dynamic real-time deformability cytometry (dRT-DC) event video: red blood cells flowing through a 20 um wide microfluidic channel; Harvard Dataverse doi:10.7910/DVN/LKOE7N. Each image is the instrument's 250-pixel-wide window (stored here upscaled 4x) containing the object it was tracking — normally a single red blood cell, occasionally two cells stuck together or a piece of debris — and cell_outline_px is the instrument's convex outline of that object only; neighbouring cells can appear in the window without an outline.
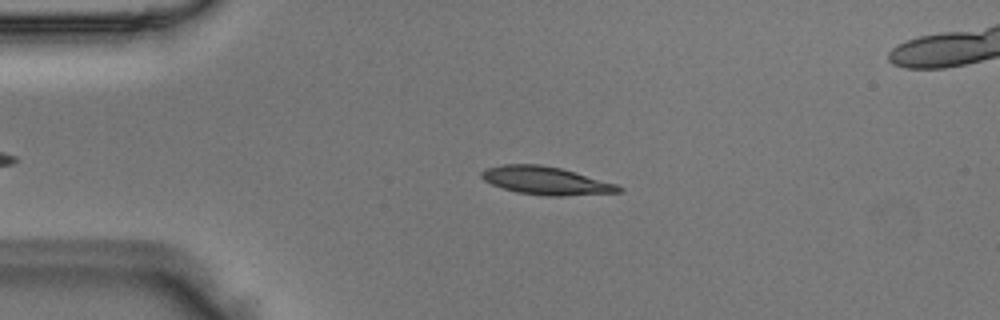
{"species": "Egyptian fruit bat (a non-hibernating species)", "species_latin": "Rousettus aegyptiacus", "temperature_condition": "room temperature", "stored_images_in_passage": 42, "camera_frame_rate_fps": 3000, "um_per_image_px": 0.085, "animal": {"sex": "male"}, "frame": {"image": 1, "passage_image": 8, "time_ms": 2.333, "image_size_px": [1000, 320], "cell_outline_px": [[624, 188], [620, 192], [564, 196], [548, 196], [516, 192], [492, 184], [484, 180], [480, 176], [480, 172], [484, 168], [504, 164], [540, 164], [560, 168], [616, 184]], "centroid_in_image_um": [46.37, 15.35], "position_along_channel_um": 38.6, "area_um2": 22.25}}
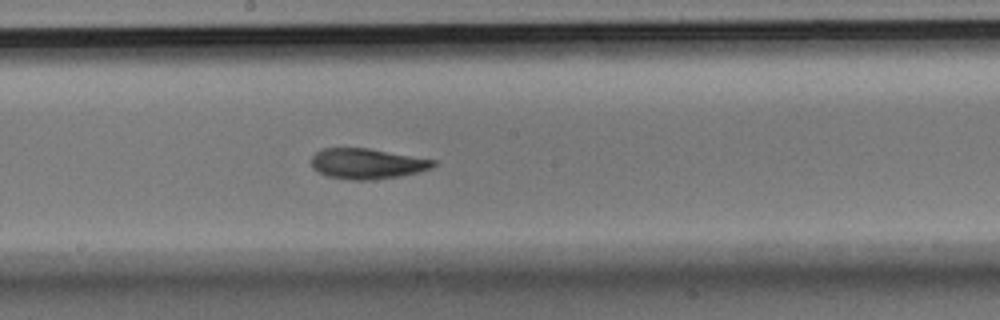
{"frame": {"image": 2, "passage_image": 24, "time_ms": 7.667, "image_size_px": [1000, 320], "cell_outline_px": [[436, 164], [432, 168], [400, 176], [372, 180], [352, 180], [328, 176], [316, 172], [312, 168], [312, 156], [316, 152], [324, 148], [368, 148], [436, 160]], "centroid_in_image_um": [31.18, 13.91], "position_along_channel_um": 217.0, "area_um2": 21.62}}
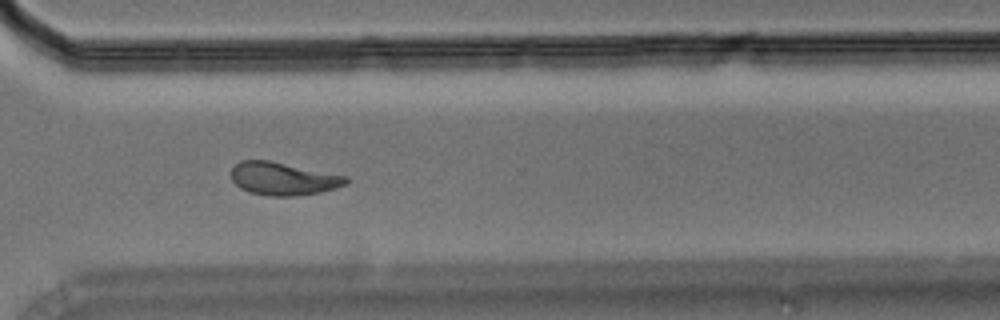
{"frame": {"image": 3, "passage_image": 34, "time_ms": 11.0, "image_size_px": [1000, 320], "cell_outline_px": [[348, 184], [336, 188], [320, 192], [296, 196], [268, 196], [248, 192], [240, 188], [232, 180], [232, 168], [240, 160], [268, 160], [348, 176]], "centroid_in_image_um": [24.08, 15.19], "position_along_channel_um": 346.5, "area_um2": 22.08}}